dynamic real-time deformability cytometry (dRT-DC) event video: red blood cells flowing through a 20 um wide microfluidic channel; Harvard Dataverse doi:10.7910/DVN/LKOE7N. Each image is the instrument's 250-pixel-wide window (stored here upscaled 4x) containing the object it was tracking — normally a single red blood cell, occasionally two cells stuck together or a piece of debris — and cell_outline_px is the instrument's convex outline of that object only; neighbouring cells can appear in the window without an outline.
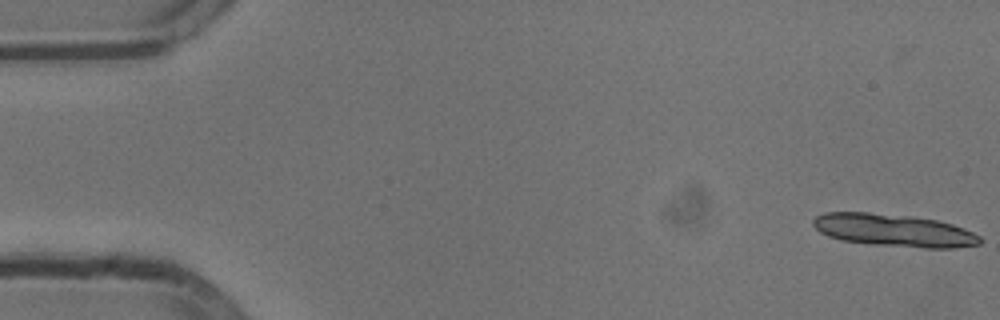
{"species": "common noctule bat (a hibernating species)", "species_latin": "Nyctalus noctula", "temperature_condition": "cold", "stored_images_in_passage": 13, "camera_frame_rate_fps": 3000, "um_per_image_px": 0.085, "animal": {"sex": "male", "body_mass_g": 13.3}, "frame": {"image": 1, "passage_image": 1, "time_ms": 0.0, "image_size_px": [1000, 320], "cell_outline_px": [[984, 240], [980, 244], [952, 248], [924, 248], [868, 244], [840, 240], [828, 236], [820, 232], [812, 224], [812, 220], [816, 216], [824, 212], [868, 212], [912, 216], [936, 220], [952, 224], [964, 228], [980, 236]], "centroid_in_image_um": [75.97, 19.58], "position_along_channel_um": 9.0, "area_um2": 31.91}}